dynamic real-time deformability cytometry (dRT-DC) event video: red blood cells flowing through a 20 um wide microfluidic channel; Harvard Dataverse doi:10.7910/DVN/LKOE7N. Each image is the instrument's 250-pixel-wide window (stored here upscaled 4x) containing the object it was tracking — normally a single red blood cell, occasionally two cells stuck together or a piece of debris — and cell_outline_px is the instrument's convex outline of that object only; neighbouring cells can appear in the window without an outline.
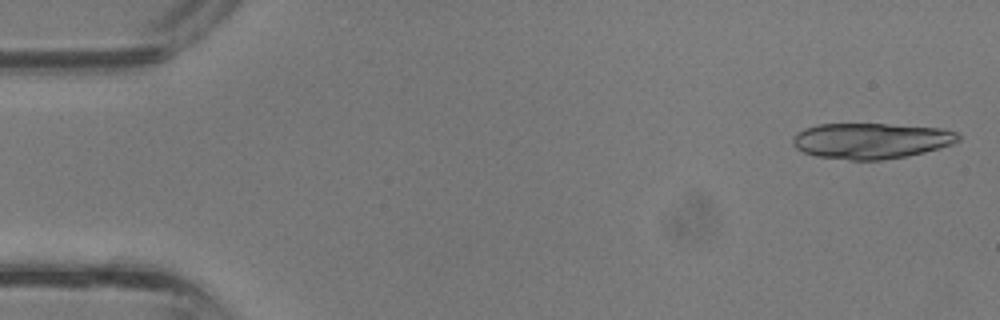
{"species": "common noctule bat (a hibernating species)", "species_latin": "Nyctalus noctula", "temperature_condition": "room temperature", "stored_images_in_passage": 7, "camera_frame_rate_fps": 3000, "um_per_image_px": 0.085, "animal": {"sex": "male", "body_mass_g": 13.3}, "frame": {"image": 1, "passage_image": 1, "time_ms": 0.0, "image_size_px": [1000, 320], "cell_outline_px": [[960, 140], [952, 144], [924, 152], [908, 156], [880, 160], [848, 160], [816, 156], [804, 152], [796, 148], [792, 140], [796, 132], [804, 128], [820, 124], [884, 124], [940, 128], [956, 132], [960, 136]], "centroid_in_image_um": [74.02, 11.97], "position_along_channel_um": 11.0, "area_um2": 34.39}}